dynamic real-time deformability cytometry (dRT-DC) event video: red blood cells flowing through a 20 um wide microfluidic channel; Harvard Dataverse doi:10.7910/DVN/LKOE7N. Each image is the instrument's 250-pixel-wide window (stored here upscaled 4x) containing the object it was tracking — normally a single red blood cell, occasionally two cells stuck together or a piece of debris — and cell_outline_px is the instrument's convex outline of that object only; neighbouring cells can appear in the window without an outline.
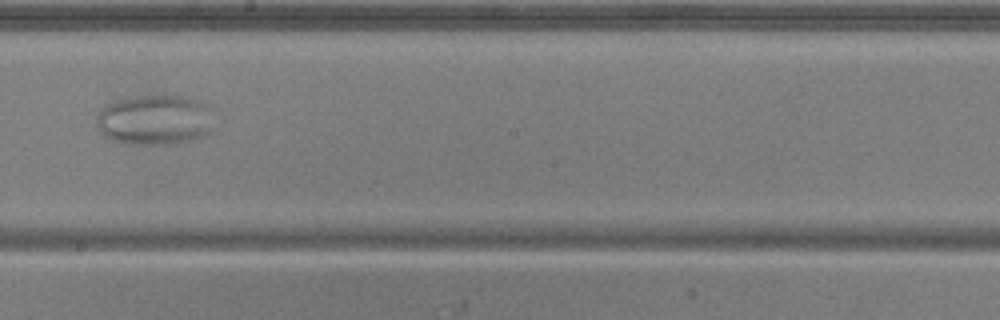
{"species": "common noctule bat (a hibernating species)", "species_latin": "Nyctalus noctula", "temperature_condition": "warm", "stored_images_in_passage": 43, "camera_frame_rate_fps": 3000, "um_per_image_px": 0.085, "animal": {"sex": "male", "body_mass_g": 20.5, "forearm_length_mm": 52.5}, "frame": {"image": 1, "passage_image": 19, "time_ms": 6.0, "image_size_px": [1000, 320], "cell_outline_px": [[208, 132], [196, 140], [176, 144], [128, 144], [112, 140], [100, 128], [96, 120], [96, 116], [108, 104], [116, 100], [132, 96], [184, 96], [196, 100], [204, 104], [208, 108]], "centroid_in_image_um": [13.12, 10.2], "position_along_channel_um": 235.1, "area_um2": 33.58}}